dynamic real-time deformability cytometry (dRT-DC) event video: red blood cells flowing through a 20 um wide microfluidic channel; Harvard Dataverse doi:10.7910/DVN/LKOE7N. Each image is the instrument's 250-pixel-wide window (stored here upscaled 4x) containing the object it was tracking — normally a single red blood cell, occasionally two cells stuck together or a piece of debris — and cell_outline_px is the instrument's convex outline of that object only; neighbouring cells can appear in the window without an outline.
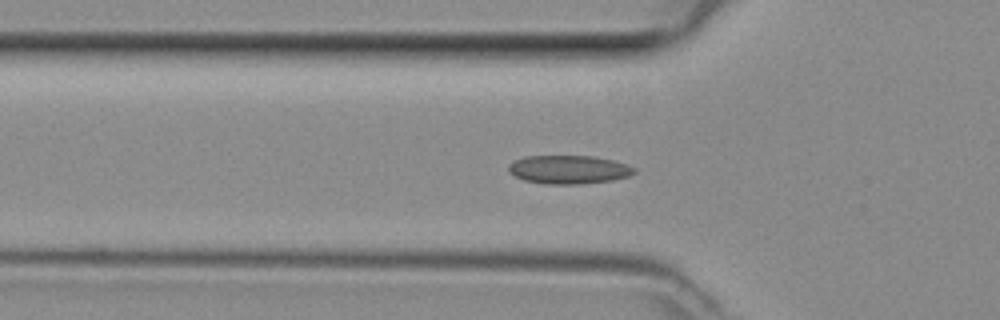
{"species": "common noctule bat (a hibernating species)", "species_latin": "Nyctalus noctula", "temperature_condition": "room temperature", "stored_images_in_passage": 39, "segment_of_instrument_passage": [1, 2], "camera_frame_rate_fps": 3000, "um_per_image_px": 0.085, "animal": {"sex": "female", "body_mass_g": 29.2, "forearm_length_mm": 56.3}, "frame": {"image": 1, "passage_image": 6, "time_ms": 1.667, "image_size_px": [1000, 320], "cell_outline_px": [[636, 172], [628, 176], [612, 180], [580, 184], [544, 184], [524, 180], [508, 172], [508, 164], [524, 156], [592, 156], [612, 160], [628, 164], [636, 168]], "centroid_in_image_um": [48.34, 14.41], "position_along_channel_um": 77.5, "area_um2": 20.92}}
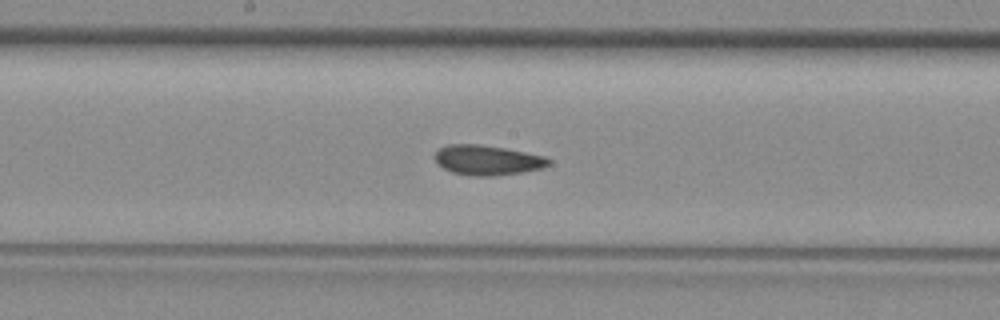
{"frame": {"image": 2, "passage_image": 15, "time_ms": 4.667, "image_size_px": [1000, 320], "cell_outline_px": [[552, 160], [548, 164], [540, 168], [520, 172], [496, 176], [472, 176], [452, 172], [436, 164], [432, 156], [440, 148], [448, 144], [480, 144], [504, 148], [544, 156]], "centroid_in_image_um": [41.35, 13.61], "position_along_channel_um": 206.8, "area_um2": 19.83}}
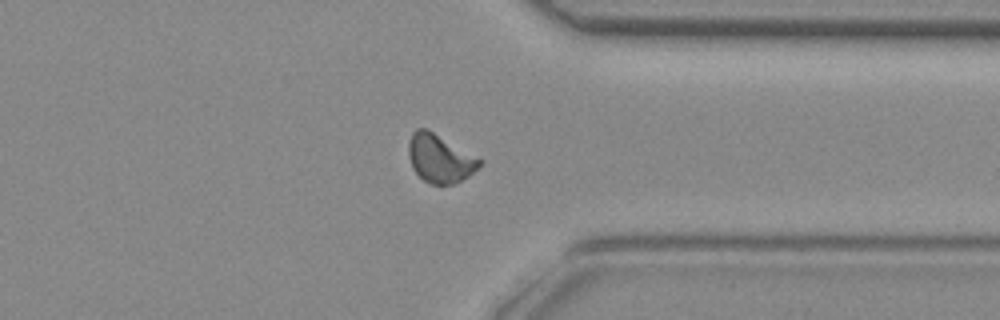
{"frame": {"image": 3, "passage_image": 27, "time_ms": 8.667, "image_size_px": [1000, 320], "cell_outline_px": [[484, 160], [468, 176], [452, 184], [432, 184], [424, 180], [412, 168], [408, 156], [408, 140], [412, 132], [416, 128], [428, 128]], "centroid_in_image_um": [37.36, 13.42], "position_along_channel_um": 374.0, "area_um2": 20.06}}